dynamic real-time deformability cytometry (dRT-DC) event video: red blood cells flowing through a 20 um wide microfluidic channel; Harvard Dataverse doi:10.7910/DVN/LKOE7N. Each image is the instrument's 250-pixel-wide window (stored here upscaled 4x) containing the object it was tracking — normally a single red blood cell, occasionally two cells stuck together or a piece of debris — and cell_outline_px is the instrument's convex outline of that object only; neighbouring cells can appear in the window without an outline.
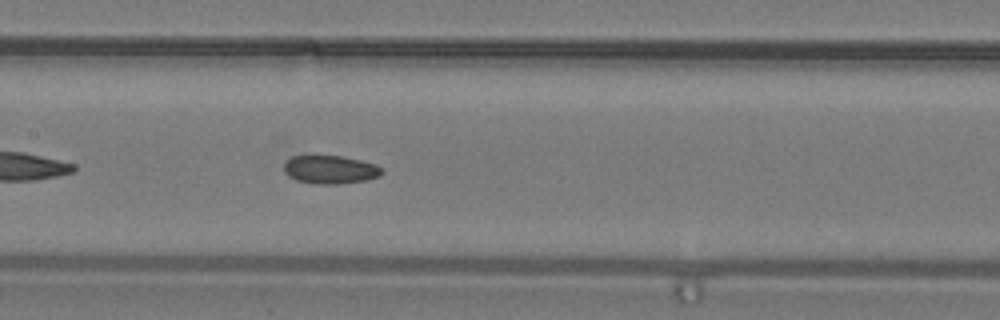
{"species": "common noctule bat (a hibernating species)", "species_latin": "Nyctalus noctula", "temperature_condition": "warm", "stored_images_in_passage": 26, "camera_frame_rate_fps": 3000, "um_per_image_px": 0.085, "animal": {"sex": "male", "body_mass_g": 19.2, "forearm_length_mm": 51.8}, "frame": {"image": 1, "passage_image": 8, "time_ms": 2.333, "image_size_px": [1000, 320], "cell_outline_px": [[384, 172], [380, 176], [364, 180], [336, 184], [316, 184], [296, 180], [288, 176], [284, 172], [284, 160], [292, 156], [340, 156], [360, 160], [376, 164], [384, 168]], "centroid_in_image_um": [28.06, 14.41], "position_along_channel_um": 179.3, "area_um2": 16.24}}
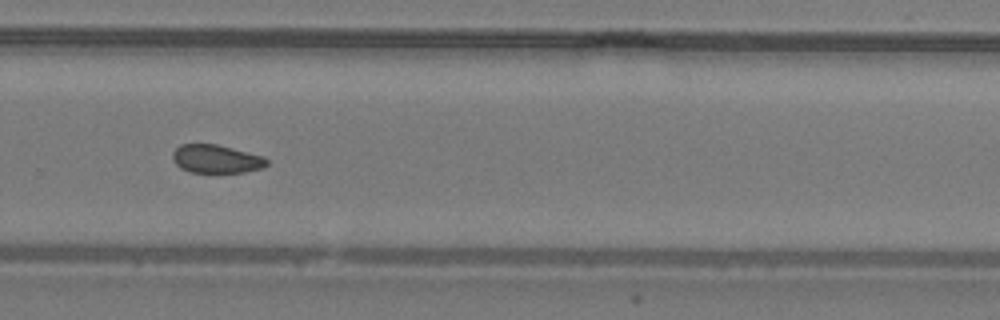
{"frame": {"image": 2, "passage_image": 15, "time_ms": 4.667, "image_size_px": [1000, 320], "cell_outline_px": [[268, 164], [264, 168], [244, 172], [188, 172], [180, 168], [176, 164], [172, 156], [172, 152], [180, 144], [216, 144], [264, 156], [268, 160]], "centroid_in_image_um": [18.39, 13.51], "position_along_channel_um": 311.4, "area_um2": 15.61}}